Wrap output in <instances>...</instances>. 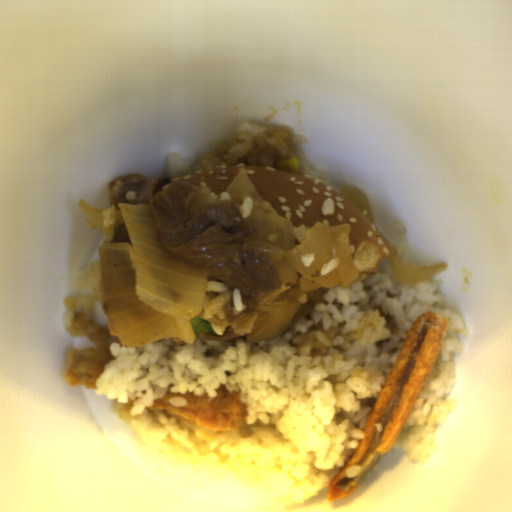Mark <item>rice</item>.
<instances>
[{
  "mask_svg": "<svg viewBox=\"0 0 512 512\" xmlns=\"http://www.w3.org/2000/svg\"><path fill=\"white\" fill-rule=\"evenodd\" d=\"M437 281L401 284L384 272L335 286L323 302L273 340L201 338L180 345L110 344L93 392L135 428L147 463L163 472L205 469L233 477L268 507L301 504L329 487L358 449L368 418L406 338L423 312L448 317L438 357L390 449L424 465L437 427L454 410L452 356L468 327L447 311ZM225 384L247 405L240 431H215L165 410L169 392L202 396Z\"/></svg>",
  "mask_w": 512,
  "mask_h": 512,
  "instance_id": "1",
  "label": "rice"
},
{
  "mask_svg": "<svg viewBox=\"0 0 512 512\" xmlns=\"http://www.w3.org/2000/svg\"><path fill=\"white\" fill-rule=\"evenodd\" d=\"M307 135H296L283 123H242L232 135L211 151L190 163L180 153H169L165 172L169 180L223 165H257L281 169L316 178L329 179L327 173L309 163L303 149Z\"/></svg>",
  "mask_w": 512,
  "mask_h": 512,
  "instance_id": "2",
  "label": "rice"
},
{
  "mask_svg": "<svg viewBox=\"0 0 512 512\" xmlns=\"http://www.w3.org/2000/svg\"><path fill=\"white\" fill-rule=\"evenodd\" d=\"M101 259L91 262L79 274L74 290L64 296V328L76 337H85L93 348L109 353L110 346L117 343L110 335L109 327H101L92 318L94 306L101 304ZM118 344V343H117Z\"/></svg>",
  "mask_w": 512,
  "mask_h": 512,
  "instance_id": "3",
  "label": "rice"
},
{
  "mask_svg": "<svg viewBox=\"0 0 512 512\" xmlns=\"http://www.w3.org/2000/svg\"><path fill=\"white\" fill-rule=\"evenodd\" d=\"M231 292L229 285L207 280L201 309L195 317H201L209 322L219 338L225 327L230 326L235 334L234 338L245 339L246 335L252 330L259 314L250 311L234 320H230L226 308Z\"/></svg>",
  "mask_w": 512,
  "mask_h": 512,
  "instance_id": "4",
  "label": "rice"
},
{
  "mask_svg": "<svg viewBox=\"0 0 512 512\" xmlns=\"http://www.w3.org/2000/svg\"><path fill=\"white\" fill-rule=\"evenodd\" d=\"M340 262H341L340 258H333L329 262L324 263L320 269V275L323 276V275L331 272L332 270L336 269L337 266L340 264Z\"/></svg>",
  "mask_w": 512,
  "mask_h": 512,
  "instance_id": "5",
  "label": "rice"
},
{
  "mask_svg": "<svg viewBox=\"0 0 512 512\" xmlns=\"http://www.w3.org/2000/svg\"><path fill=\"white\" fill-rule=\"evenodd\" d=\"M334 210H335V204H334V199L332 198H327L326 200L323 201V203L321 204V211L323 213V215H331L332 213H334Z\"/></svg>",
  "mask_w": 512,
  "mask_h": 512,
  "instance_id": "6",
  "label": "rice"
},
{
  "mask_svg": "<svg viewBox=\"0 0 512 512\" xmlns=\"http://www.w3.org/2000/svg\"><path fill=\"white\" fill-rule=\"evenodd\" d=\"M254 208L253 199L251 196H247L244 199L243 206H242V217H247L250 215L251 211Z\"/></svg>",
  "mask_w": 512,
  "mask_h": 512,
  "instance_id": "7",
  "label": "rice"
},
{
  "mask_svg": "<svg viewBox=\"0 0 512 512\" xmlns=\"http://www.w3.org/2000/svg\"><path fill=\"white\" fill-rule=\"evenodd\" d=\"M233 303L237 311L240 312L243 304L242 292L239 288H235L232 292Z\"/></svg>",
  "mask_w": 512,
  "mask_h": 512,
  "instance_id": "8",
  "label": "rice"
},
{
  "mask_svg": "<svg viewBox=\"0 0 512 512\" xmlns=\"http://www.w3.org/2000/svg\"><path fill=\"white\" fill-rule=\"evenodd\" d=\"M168 402L175 408L184 407L188 403L187 399L177 396H172L168 398Z\"/></svg>",
  "mask_w": 512,
  "mask_h": 512,
  "instance_id": "9",
  "label": "rice"
},
{
  "mask_svg": "<svg viewBox=\"0 0 512 512\" xmlns=\"http://www.w3.org/2000/svg\"><path fill=\"white\" fill-rule=\"evenodd\" d=\"M361 470H362L361 466L351 465L346 469L345 473H346L347 478L350 479V478H354L355 476L360 474Z\"/></svg>",
  "mask_w": 512,
  "mask_h": 512,
  "instance_id": "10",
  "label": "rice"
},
{
  "mask_svg": "<svg viewBox=\"0 0 512 512\" xmlns=\"http://www.w3.org/2000/svg\"><path fill=\"white\" fill-rule=\"evenodd\" d=\"M314 258L315 257L313 255V253H308V254L300 256V261L307 268V267L311 266Z\"/></svg>",
  "mask_w": 512,
  "mask_h": 512,
  "instance_id": "11",
  "label": "rice"
},
{
  "mask_svg": "<svg viewBox=\"0 0 512 512\" xmlns=\"http://www.w3.org/2000/svg\"><path fill=\"white\" fill-rule=\"evenodd\" d=\"M374 425L378 433H381L383 431V424L381 422Z\"/></svg>",
  "mask_w": 512,
  "mask_h": 512,
  "instance_id": "12",
  "label": "rice"
}]
</instances>
